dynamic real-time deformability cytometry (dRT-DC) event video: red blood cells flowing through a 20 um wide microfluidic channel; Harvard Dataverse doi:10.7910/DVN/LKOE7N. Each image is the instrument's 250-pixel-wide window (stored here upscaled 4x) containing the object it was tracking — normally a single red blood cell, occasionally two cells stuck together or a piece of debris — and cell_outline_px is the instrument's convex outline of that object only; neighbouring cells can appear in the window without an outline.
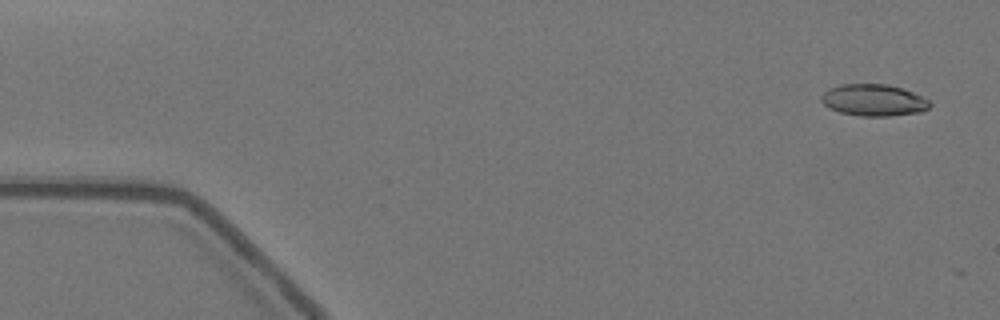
{"species": "Egyptian fruit bat (a non-hibernating species)", "species_latin": "Rousettus aegyptiacus", "temperature_condition": "warm", "stored_images_in_passage": 8, "camera_frame_rate_fps": 3000, "um_per_image_px": 0.085, "animal": {"sex": "female"}, "frame": {"image": 1, "passage_image": 3, "time_ms": 0.667, "image_size_px": [1000, 320], "cell_outline_px": [[932, 104], [928, 108], [920, 112], [888, 116], [860, 116], [840, 112], [824, 104], [820, 100], [820, 96], [828, 88], [840, 84], [888, 84], [912, 92], [928, 100]], "centroid_in_image_um": [74.23, 8.51], "position_along_channel_um": 10.8, "area_um2": 19.94}}